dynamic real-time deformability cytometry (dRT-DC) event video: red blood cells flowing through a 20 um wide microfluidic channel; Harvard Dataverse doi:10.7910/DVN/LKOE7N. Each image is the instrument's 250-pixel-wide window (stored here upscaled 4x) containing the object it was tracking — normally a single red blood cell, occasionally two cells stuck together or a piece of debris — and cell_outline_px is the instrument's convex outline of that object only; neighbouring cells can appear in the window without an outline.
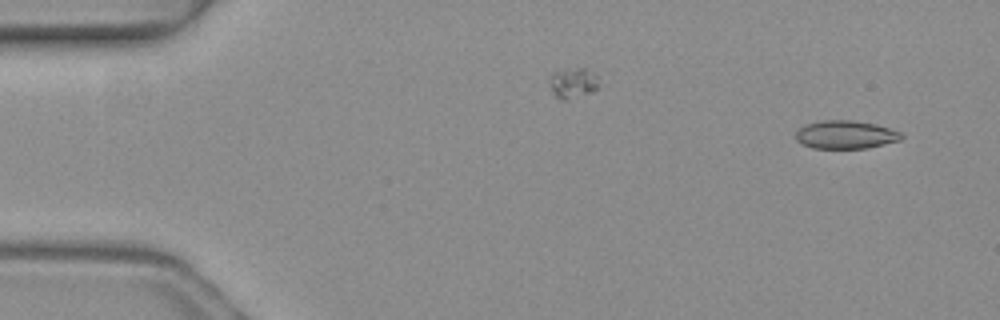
{"species": "common noctule bat (a hibernating species)", "species_latin": "Nyctalus noctula", "temperature_condition": "warm", "stored_images_in_passage": 6, "camera_frame_rate_fps": 3000, "um_per_image_px": 0.085, "animal": {"sex": "female", "body_mass_g": 19.3, "forearm_length_mm": 54.1}, "frame": {"image": 1, "passage_image": 2, "time_ms": 0.333, "image_size_px": [1000, 320], "cell_outline_px": [[904, 136], [900, 140], [868, 148], [812, 148], [796, 140], [796, 132], [804, 124], [820, 120], [852, 120], [876, 124], [900, 132]], "centroid_in_image_um": [71.86, 11.44], "position_along_channel_um": 13.1, "area_um2": 17.34}}